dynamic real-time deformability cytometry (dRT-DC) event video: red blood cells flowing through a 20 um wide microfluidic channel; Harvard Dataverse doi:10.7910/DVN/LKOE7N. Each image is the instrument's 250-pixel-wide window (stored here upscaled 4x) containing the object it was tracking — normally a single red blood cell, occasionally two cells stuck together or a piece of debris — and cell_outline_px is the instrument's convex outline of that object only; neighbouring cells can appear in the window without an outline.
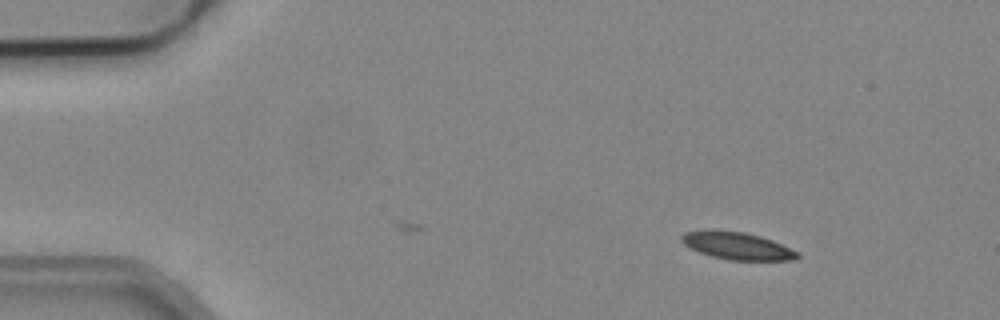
{"species": "common noctule bat (a hibernating species)", "species_latin": "Nyctalus noctula", "temperature_condition": "cold", "stored_images_in_passage": 3, "camera_frame_rate_fps": 3000, "um_per_image_px": 0.085, "animal": {"sex": "male", "body_mass_g": 19.2, "forearm_length_mm": 51.8}, "frame": {"image": 1, "passage_image": 3, "time_ms": 0.667, "image_size_px": [1000, 320], "cell_outline_px": [[800, 256], [792, 260], [732, 260], [712, 256], [700, 252], [684, 244], [680, 240], [680, 236], [684, 232], [708, 228], [712, 228], [744, 232], [760, 236], [772, 240], [800, 252]], "centroid_in_image_um": [62.63, 20.86], "position_along_channel_um": 22.4, "area_um2": 18.73}}